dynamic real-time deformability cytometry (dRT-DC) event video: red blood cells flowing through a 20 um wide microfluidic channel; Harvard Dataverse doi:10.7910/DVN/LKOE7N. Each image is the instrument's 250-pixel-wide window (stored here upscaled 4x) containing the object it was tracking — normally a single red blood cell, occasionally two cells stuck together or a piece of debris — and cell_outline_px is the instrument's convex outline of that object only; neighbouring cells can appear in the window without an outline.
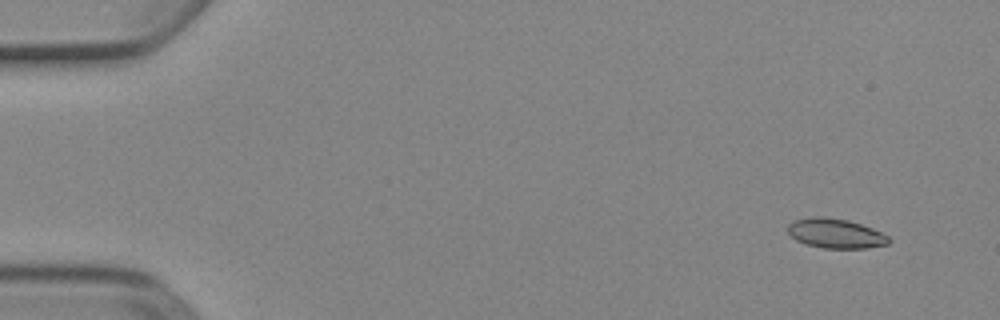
{"species": "Egyptian fruit bat (a non-hibernating species)", "species_latin": "Rousettus aegyptiacus", "temperature_condition": "cold", "stored_images_in_passage": 5, "camera_frame_rate_fps": 3000, "um_per_image_px": 0.085, "animal": {"sex": "female"}, "frame": {"image": 1, "passage_image": 1, "time_ms": 0.0, "image_size_px": [1000, 320], "cell_outline_px": [[888, 244], [868, 248], [824, 248], [808, 244], [796, 240], [788, 232], [788, 224], [792, 220], [816, 216], [820, 216], [848, 220], [872, 228], [888, 236]], "centroid_in_image_um": [71.0, 19.83], "position_along_channel_um": 14.0, "area_um2": 17.22}}
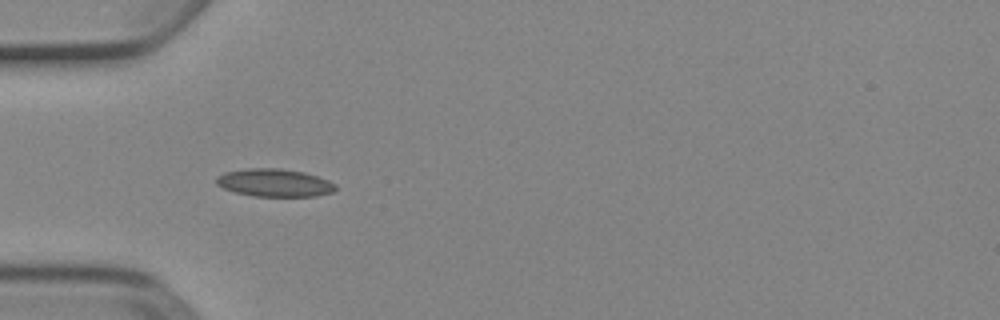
{"frame": {"image": 2, "passage_image": 4, "time_ms": 1.0, "image_size_px": [1000, 320], "cell_outline_px": [[336, 188], [332, 192], [316, 196], [252, 196], [236, 192], [224, 188], [216, 184], [216, 176], [224, 172], [248, 168], [280, 168], [304, 172], [328, 180], [336, 184]], "centroid_in_image_um": [23.32, 15.53], "position_along_channel_um": 61.7, "area_um2": 19.31}}
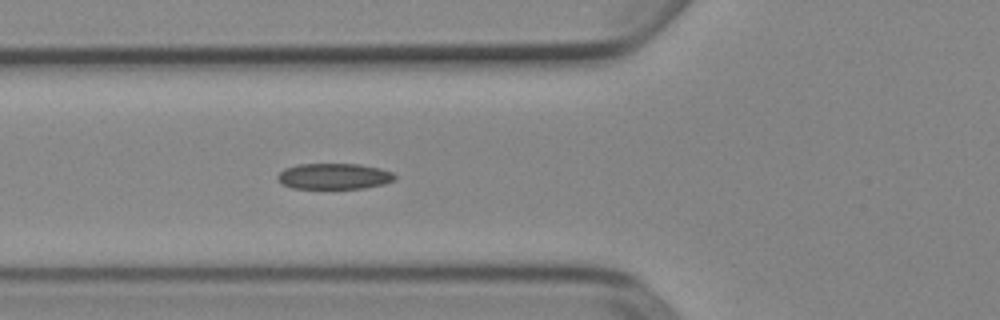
{"frame": {"image": 3, "passage_image": 5, "time_ms": 1.333, "image_size_px": [1000, 320], "cell_outline_px": [[396, 180], [384, 184], [364, 188], [292, 188], [280, 184], [276, 180], [276, 176], [284, 168], [296, 164], [360, 164], [380, 168], [392, 172], [396, 176]], "centroid_in_image_um": [28.37, 14.98], "position_along_channel_um": 97.4, "area_um2": 17.92}}